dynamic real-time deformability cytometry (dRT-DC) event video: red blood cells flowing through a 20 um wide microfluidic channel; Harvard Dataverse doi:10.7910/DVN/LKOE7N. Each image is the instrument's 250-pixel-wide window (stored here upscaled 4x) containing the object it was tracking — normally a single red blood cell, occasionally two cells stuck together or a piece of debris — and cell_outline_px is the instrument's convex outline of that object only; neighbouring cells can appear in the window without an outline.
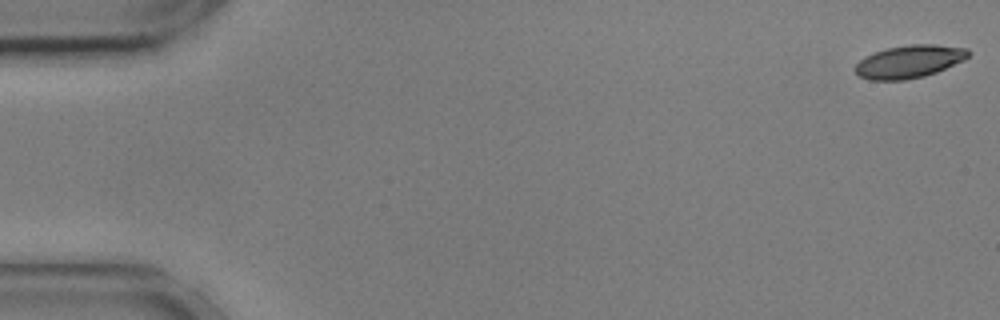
{"species": "common noctule bat (a hibernating species)", "species_latin": "Nyctalus noctula", "temperature_condition": "cold", "stored_images_in_passage": 40, "camera_frame_rate_fps": 3000, "um_per_image_px": 0.085, "animal": {"sex": "male", "body_mass_g": 17.9, "forearm_length_mm": 54.2}, "frame": {"image": 1, "passage_image": 1, "time_ms": 0.0, "image_size_px": [1000, 320], "cell_outline_px": [[972, 52], [964, 60], [936, 72], [924, 76], [904, 80], [868, 80], [860, 76], [856, 72], [856, 64], [864, 56], [888, 48], [908, 44], [936, 44], [968, 48]], "centroid_in_image_um": [77.32, 5.22], "position_along_channel_um": 7.7, "area_um2": 21.62}}
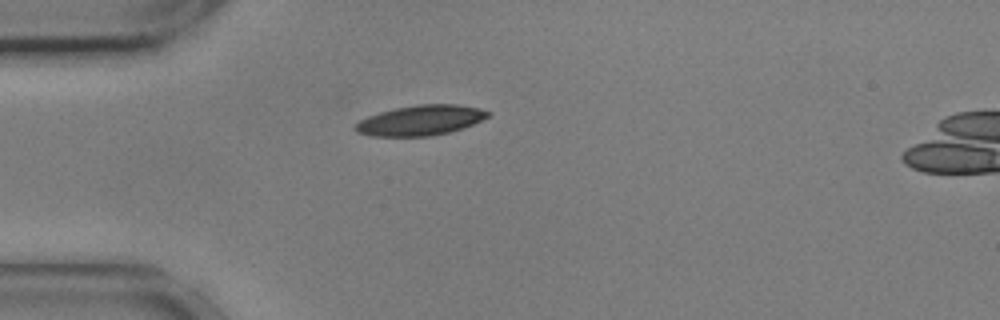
{"frame": {"image": 2, "passage_image": 15, "time_ms": 4.667, "image_size_px": [1000, 320], "cell_outline_px": [[492, 112], [488, 116], [472, 124], [448, 132], [428, 136], [372, 136], [356, 132], [352, 128], [360, 120], [368, 116], [380, 112], [396, 108], [420, 104], [456, 104], [480, 108]], "centroid_in_image_um": [35.72, 10.22], "position_along_channel_um": 49.3, "area_um2": 23.06}}
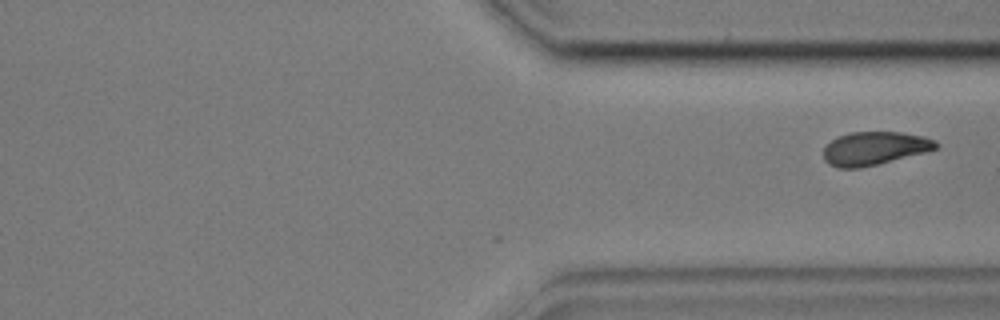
{"frame": {"image": 3, "passage_image": 40, "time_ms": 13.0, "image_size_px": [1000, 320], "cell_outline_px": [[940, 144], [936, 148], [924, 152], [860, 168], [836, 168], [828, 164], [824, 160], [824, 148], [836, 136], [848, 132], [900, 132], [924, 136], [936, 140]], "centroid_in_image_um": [74.3, 12.6], "position_along_channel_um": 337.1, "area_um2": 21.79}}